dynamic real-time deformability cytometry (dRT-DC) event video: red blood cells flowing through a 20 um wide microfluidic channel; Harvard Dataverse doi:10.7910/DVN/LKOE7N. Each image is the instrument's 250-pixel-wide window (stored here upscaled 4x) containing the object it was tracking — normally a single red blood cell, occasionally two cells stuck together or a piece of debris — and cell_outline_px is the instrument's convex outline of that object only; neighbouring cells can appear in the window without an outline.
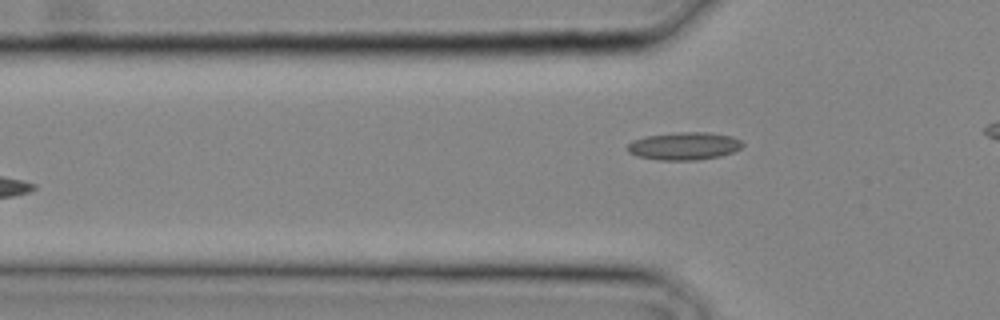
{"species": "common noctule bat (a hibernating species)", "species_latin": "Nyctalus noctula", "temperature_condition": "cold", "stored_images_in_passage": 3, "camera_frame_rate_fps": 3000, "um_per_image_px": 0.085, "animal": {"sex": "male", "body_mass_g": 20.4}, "frame": {"image": 1, "passage_image": 3, "time_ms": 0.667, "image_size_px": [1000, 320], "cell_outline_px": [[744, 144], [740, 148], [732, 152], [720, 156], [696, 160], [660, 160], [636, 156], [628, 152], [628, 144], [632, 140], [644, 136], [676, 132], [708, 132], [732, 136], [740, 140]], "centroid_in_image_um": [58.13, 12.4], "position_along_channel_um": 67.7, "area_um2": 18.67}}